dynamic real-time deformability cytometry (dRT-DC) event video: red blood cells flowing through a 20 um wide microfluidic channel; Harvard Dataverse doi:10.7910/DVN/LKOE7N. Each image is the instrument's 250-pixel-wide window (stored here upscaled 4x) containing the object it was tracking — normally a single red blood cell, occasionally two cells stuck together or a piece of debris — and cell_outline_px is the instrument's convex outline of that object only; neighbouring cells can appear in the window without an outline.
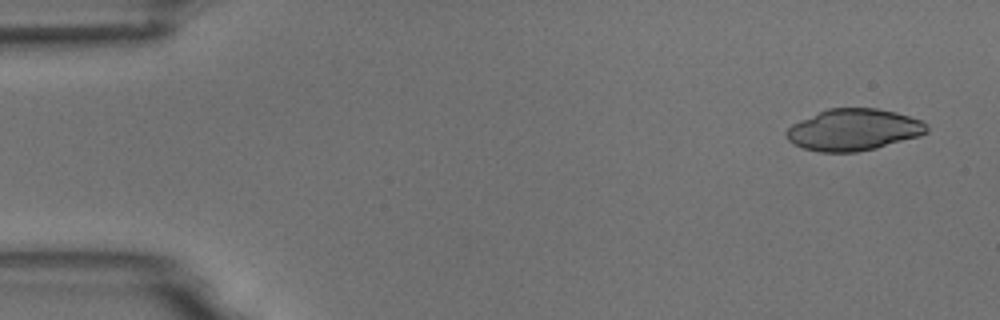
{"species": "common noctule bat (a hibernating species)", "species_latin": "Nyctalus noctula", "temperature_condition": "room temperature", "stored_images_in_passage": 4, "camera_frame_rate_fps": 3000, "um_per_image_px": 0.085, "animal": {"sex": "male", "body_mass_g": 18.8}, "frame": {"image": 1, "passage_image": 1, "time_ms": 0.0, "image_size_px": [1000, 320], "cell_outline_px": [[928, 132], [920, 136], [876, 148], [856, 152], [820, 152], [804, 148], [788, 140], [784, 136], [784, 132], [792, 124], [800, 120], [828, 108], [876, 108], [896, 112], [920, 120], [928, 124]], "centroid_in_image_um": [72.56, 11.03], "position_along_channel_um": 12.4, "area_um2": 34.04}}